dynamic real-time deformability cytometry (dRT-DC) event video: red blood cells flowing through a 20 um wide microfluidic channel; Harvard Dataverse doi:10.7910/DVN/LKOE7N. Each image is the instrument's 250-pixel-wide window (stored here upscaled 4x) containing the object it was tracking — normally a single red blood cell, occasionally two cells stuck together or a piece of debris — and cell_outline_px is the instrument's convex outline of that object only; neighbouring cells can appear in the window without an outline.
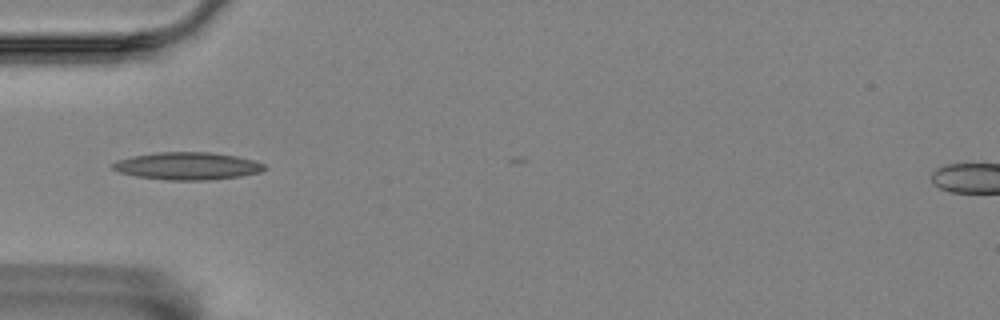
{"species": "Egyptian fruit bat (a non-hibernating species)", "species_latin": "Rousettus aegyptiacus", "temperature_condition": "room temperature", "stored_images_in_passage": 39, "camera_frame_rate_fps": 3000, "um_per_image_px": 0.085, "animal": {"sex": "female"}, "frame": {"image": 1, "passage_image": 1, "time_ms": 0.0, "image_size_px": [1000, 320], "cell_outline_px": [[264, 168], [260, 172], [240, 176], [208, 180], [168, 180], [136, 176], [120, 172], [112, 168], [112, 164], [116, 160], [132, 156], [156, 152], [208, 152], [236, 156], [252, 160], [264, 164]], "centroid_in_image_um": [15.89, 14.1], "position_along_channel_um": 69.1, "area_um2": 24.1}}
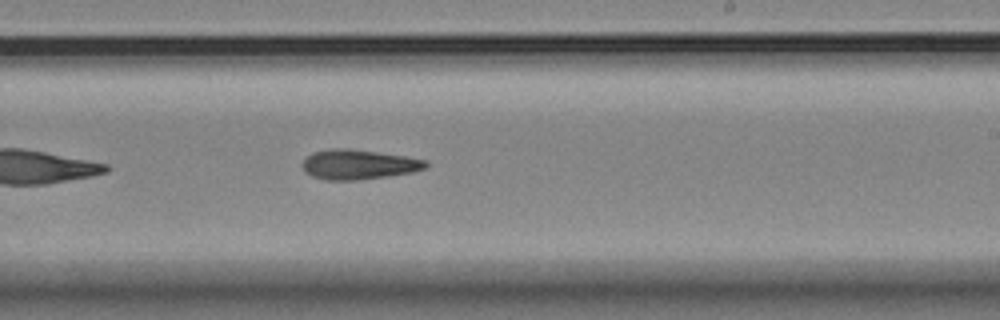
{"frame": {"image": 2, "passage_image": 17, "time_ms": 5.333, "image_size_px": [1000, 320], "cell_outline_px": [[428, 164], [424, 168], [412, 172], [388, 176], [360, 180], [324, 180], [312, 176], [304, 172], [304, 160], [312, 152], [332, 148], [348, 148], [404, 156], [428, 160]], "centroid_in_image_um": [30.47, 13.98], "position_along_channel_um": 258.5, "area_um2": 21.33}}
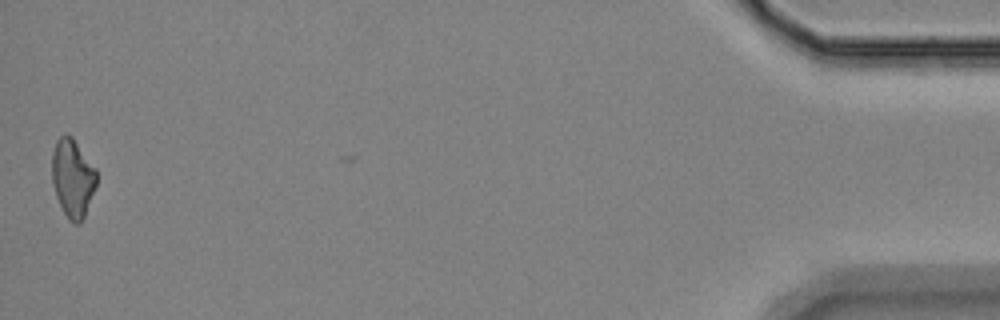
{"frame": {"image": 3, "passage_image": 39, "time_ms": 12.667, "image_size_px": [1000, 320], "cell_outline_px": [[96, 184], [84, 216], [80, 224], [76, 224], [68, 220], [56, 196], [52, 180], [52, 152], [56, 140], [60, 136], [68, 132], [72, 136], [96, 168]], "centroid_in_image_um": [6.16, 15.09], "position_along_channel_um": 429.0, "area_um2": 20.29}, "authors_computed_cell_mechanics": {"area_um2": 20.8658, "velocity_mm_per_s": 3.5369, "shape_relaxation_time_tau1_ms": 7.4099, "shape_relaxation_time_tau2_ms": 9.0691, "deformation_change_tau1": 0.1744, "deformation_change_tau2": 0.2048}}